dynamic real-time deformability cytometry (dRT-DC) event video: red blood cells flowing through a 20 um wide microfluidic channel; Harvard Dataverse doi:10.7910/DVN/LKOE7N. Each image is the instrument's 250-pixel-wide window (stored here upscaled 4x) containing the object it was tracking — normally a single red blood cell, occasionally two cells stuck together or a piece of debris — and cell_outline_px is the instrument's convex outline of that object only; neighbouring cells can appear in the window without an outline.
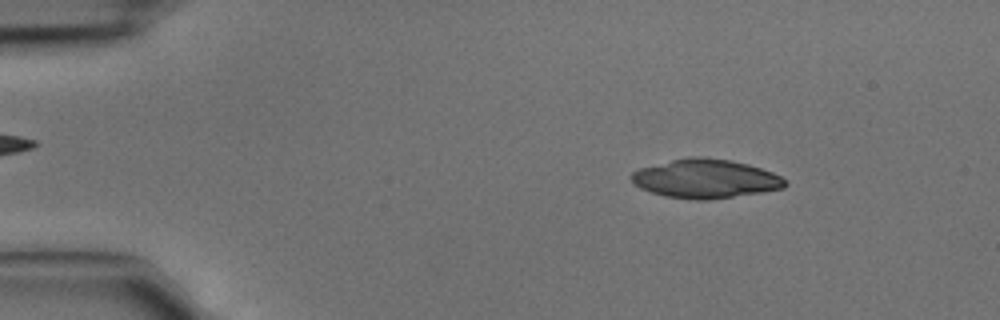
{"species": "common noctule bat (a hibernating species)", "species_latin": "Nyctalus noctula", "temperature_condition": "cold", "stored_images_in_passage": 3, "camera_frame_rate_fps": 3000, "um_per_image_px": 0.085, "animal": {"sex": "male", "body_mass_g": 15.6}, "frame": {"image": 1, "passage_image": 1, "time_ms": 0.0, "image_size_px": [1000, 320], "cell_outline_px": [[788, 184], [784, 188], [760, 192], [708, 200], [696, 200], [664, 196], [640, 188], [628, 176], [632, 172], [640, 168], [688, 156], [704, 156], [732, 160], [748, 164], [772, 172], [788, 180]], "centroid_in_image_um": [59.98, 15.18], "position_along_channel_um": 25.0, "area_um2": 34.91}}